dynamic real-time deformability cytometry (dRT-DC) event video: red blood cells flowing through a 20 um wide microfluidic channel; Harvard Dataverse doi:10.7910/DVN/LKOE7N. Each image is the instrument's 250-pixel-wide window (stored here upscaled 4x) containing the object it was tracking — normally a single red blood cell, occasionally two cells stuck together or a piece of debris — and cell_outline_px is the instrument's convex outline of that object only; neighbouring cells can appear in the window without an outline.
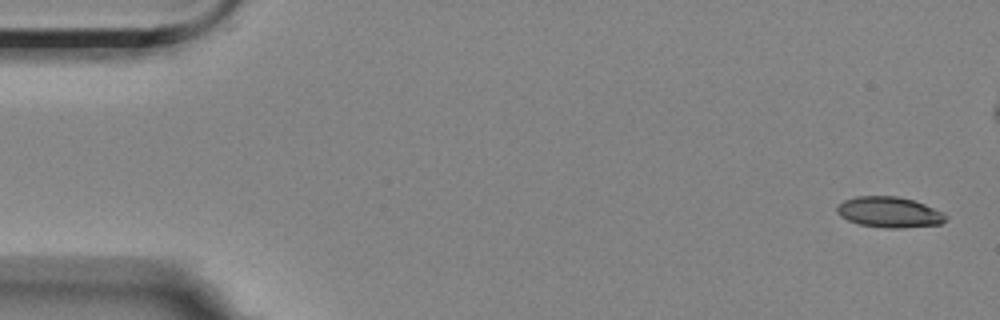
{"species": "Egyptian fruit bat (a non-hibernating species)", "species_latin": "Rousettus aegyptiacus", "temperature_condition": "room temperature", "stored_images_in_passage": 53, "camera_frame_rate_fps": 3000, "um_per_image_px": 0.085, "animal": {"sex": "female"}, "frame": {"image": 1, "passage_image": 1, "time_ms": 0.0, "image_size_px": [1000, 320], "cell_outline_px": [[948, 220], [940, 224], [900, 228], [884, 228], [860, 224], [848, 220], [840, 216], [836, 212], [836, 208], [844, 200], [856, 196], [896, 196], [912, 200], [924, 204], [944, 212], [948, 216]], "centroid_in_image_um": [75.61, 18.04], "position_along_channel_um": 9.4, "area_um2": 19.48}}
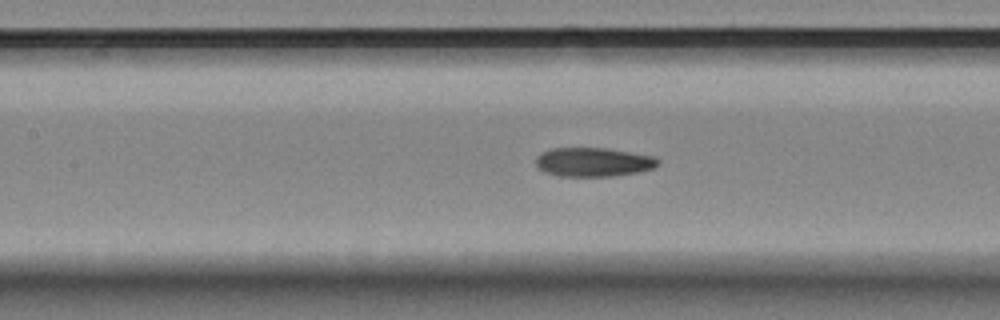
{"frame": {"image": 2, "passage_image": 24, "time_ms": 7.667, "image_size_px": [1000, 320], "cell_outline_px": [[660, 164], [652, 168], [636, 172], [612, 176], [560, 176], [544, 172], [536, 164], [536, 156], [540, 152], [552, 148], [604, 148], [656, 156], [660, 160]], "centroid_in_image_um": [50.43, 13.77], "position_along_channel_um": 157.0, "area_um2": 20.63}}
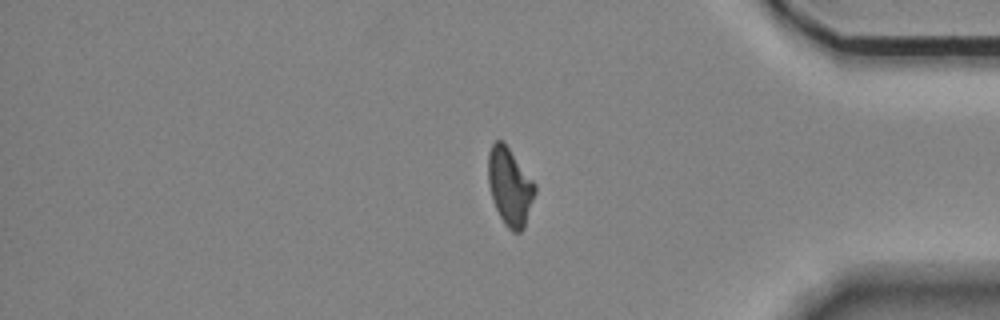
{"frame": {"image": 3, "passage_image": 46, "time_ms": 15.0, "image_size_px": [1000, 320], "cell_outline_px": [[536, 192], [524, 228], [520, 232], [512, 232], [504, 224], [492, 200], [488, 184], [488, 152], [492, 144], [496, 140], [504, 140], [536, 184]], "centroid_in_image_um": [43.34, 15.84], "position_along_channel_um": 391.9, "area_um2": 21.44}}